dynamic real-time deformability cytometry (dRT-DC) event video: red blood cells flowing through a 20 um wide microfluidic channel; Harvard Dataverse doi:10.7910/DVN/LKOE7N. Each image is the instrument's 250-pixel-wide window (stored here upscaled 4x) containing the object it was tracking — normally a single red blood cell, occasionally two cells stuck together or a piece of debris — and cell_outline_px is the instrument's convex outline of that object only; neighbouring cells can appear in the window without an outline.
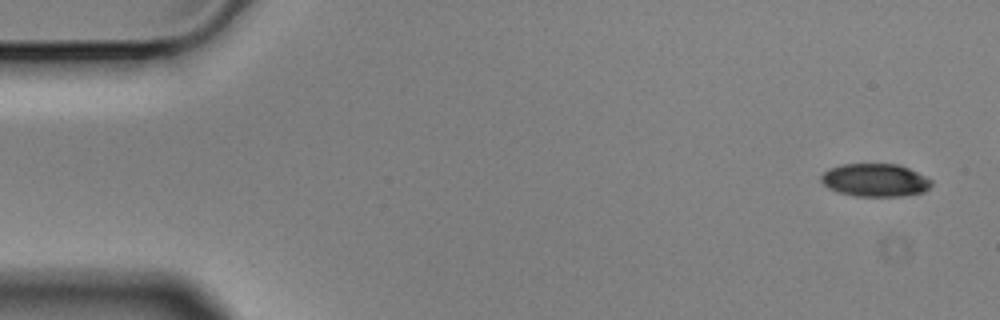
{"species": "Egyptian fruit bat (a non-hibernating species)", "species_latin": "Rousettus aegyptiacus", "temperature_condition": "cold", "stored_images_in_passage": 6, "camera_frame_rate_fps": 3000, "um_per_image_px": 0.085, "animal": {"sex": "male"}, "frame": {"image": 1, "passage_image": 1, "time_ms": 0.0, "image_size_px": [1000, 320], "cell_outline_px": [[932, 184], [924, 192], [904, 196], [856, 196], [836, 192], [828, 188], [820, 180], [820, 176], [828, 168], [840, 164], [900, 164], [932, 180]], "centroid_in_image_um": [74.35, 15.31], "position_along_channel_um": 10.6, "area_um2": 21.33}}